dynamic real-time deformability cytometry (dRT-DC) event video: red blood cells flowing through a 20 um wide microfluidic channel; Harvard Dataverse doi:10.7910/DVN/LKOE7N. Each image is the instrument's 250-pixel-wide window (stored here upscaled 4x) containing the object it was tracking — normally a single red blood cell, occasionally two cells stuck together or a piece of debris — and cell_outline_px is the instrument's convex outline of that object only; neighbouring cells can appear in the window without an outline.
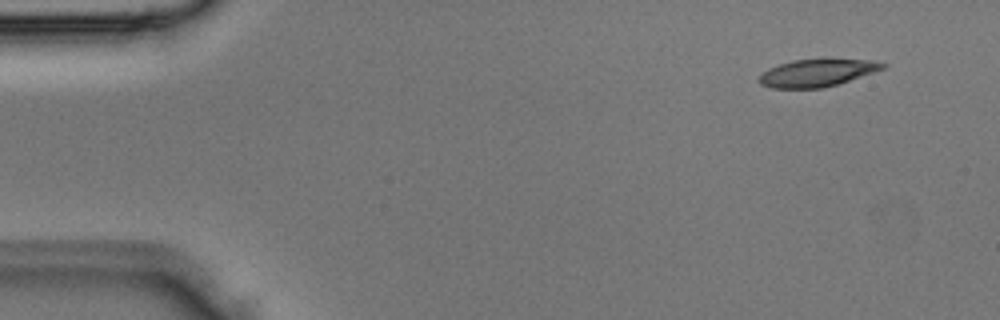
{"species": "Egyptian fruit bat (a non-hibernating species)", "species_latin": "Rousettus aegyptiacus", "temperature_condition": "room temperature", "stored_images_in_passage": 3, "camera_frame_rate_fps": 3000, "um_per_image_px": 0.085, "animal": {"sex": "male"}, "frame": {"image": 1, "passage_image": 1, "time_ms": 0.0, "image_size_px": [1000, 320], "cell_outline_px": [[888, 64], [884, 68], [836, 84], [820, 88], [772, 88], [760, 84], [756, 80], [768, 68], [792, 60], [824, 56], [828, 56], [876, 60]], "centroid_in_image_um": [69.48, 6.12], "position_along_channel_um": 15.5, "area_um2": 20.52}}
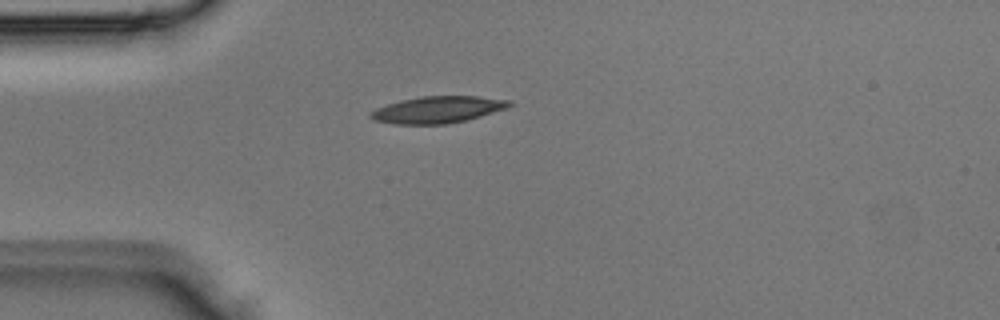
{"frame": {"image": 2, "passage_image": 3, "time_ms": 0.667, "image_size_px": [1000, 320], "cell_outline_px": [[512, 104], [508, 108], [468, 120], [448, 124], [396, 124], [376, 120], [368, 116], [368, 112], [376, 108], [388, 104], [404, 100], [424, 96], [476, 96], [512, 100]], "centroid_in_image_um": [37.25, 9.32], "position_along_channel_um": 47.8, "area_um2": 21.62}}